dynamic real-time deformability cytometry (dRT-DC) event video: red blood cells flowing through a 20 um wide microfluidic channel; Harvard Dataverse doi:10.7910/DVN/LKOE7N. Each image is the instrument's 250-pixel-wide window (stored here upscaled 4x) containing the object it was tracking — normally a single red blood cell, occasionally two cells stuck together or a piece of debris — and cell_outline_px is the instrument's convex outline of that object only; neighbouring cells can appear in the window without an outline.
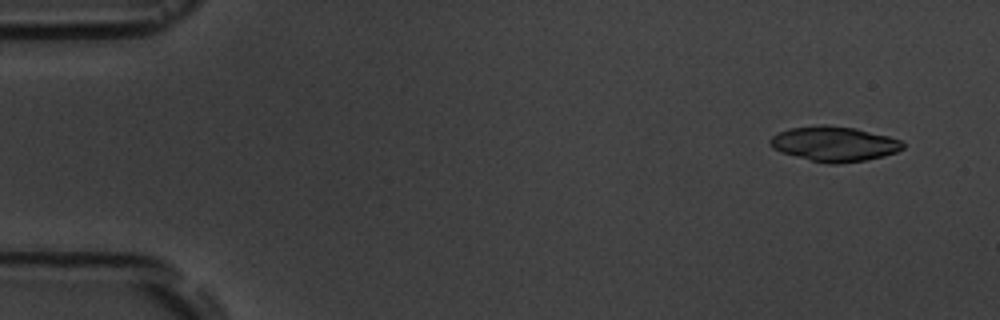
{"species": "common noctule bat (a hibernating species)", "species_latin": "Nyctalus noctula", "temperature_condition": "room temperature", "stored_images_in_passage": 6, "camera_frame_rate_fps": 3000, "um_per_image_px": 0.085, "animal": {"sex": "male", "body_mass_g": 19.5, "forearm_length_mm": 54.6}, "frame": {"image": 1, "passage_image": 1, "time_ms": 0.0, "image_size_px": [1000, 320], "cell_outline_px": [[904, 148], [896, 152], [884, 156], [864, 160], [840, 164], [828, 164], [780, 152], [772, 148], [768, 144], [768, 140], [772, 136], [788, 128], [820, 124], [824, 124], [856, 128], [888, 136], [900, 140], [904, 144]], "centroid_in_image_um": [70.88, 12.22], "position_along_channel_um": 14.1, "area_um2": 27.17}}